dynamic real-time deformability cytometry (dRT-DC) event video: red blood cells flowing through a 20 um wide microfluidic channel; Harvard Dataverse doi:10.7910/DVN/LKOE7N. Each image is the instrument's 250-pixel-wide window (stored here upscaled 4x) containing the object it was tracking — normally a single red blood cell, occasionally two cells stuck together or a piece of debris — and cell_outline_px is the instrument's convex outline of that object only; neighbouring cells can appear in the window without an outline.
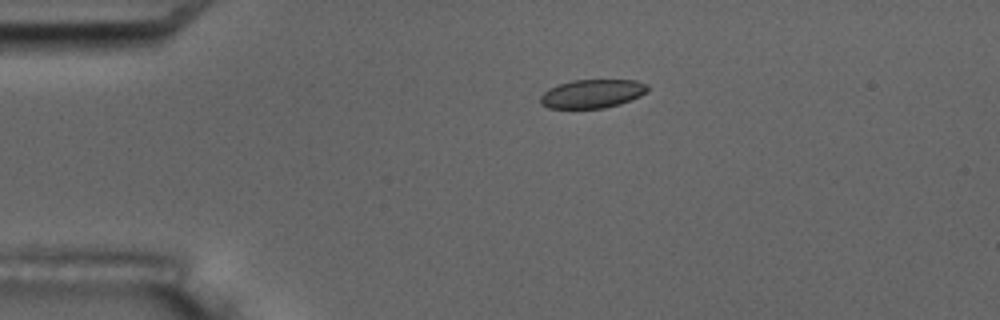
{"species": "common noctule bat (a hibernating species)", "species_latin": "Nyctalus noctula", "temperature_condition": "room temperature", "stored_images_in_passage": 4, "camera_frame_rate_fps": 3000, "um_per_image_px": 0.085, "animal": {"sex": "male", "body_mass_g": 17.5, "forearm_length_mm": 52.3}, "frame": {"image": 1, "passage_image": 3, "time_ms": 3.333, "image_size_px": [1000, 320], "cell_outline_px": [[648, 92], [640, 96], [620, 104], [604, 108], [548, 108], [540, 104], [540, 96], [548, 88], [556, 84], [572, 80], [636, 80], [648, 84]], "centroid_in_image_um": [50.33, 7.96], "position_along_channel_um": 34.7, "area_um2": 18.09}}